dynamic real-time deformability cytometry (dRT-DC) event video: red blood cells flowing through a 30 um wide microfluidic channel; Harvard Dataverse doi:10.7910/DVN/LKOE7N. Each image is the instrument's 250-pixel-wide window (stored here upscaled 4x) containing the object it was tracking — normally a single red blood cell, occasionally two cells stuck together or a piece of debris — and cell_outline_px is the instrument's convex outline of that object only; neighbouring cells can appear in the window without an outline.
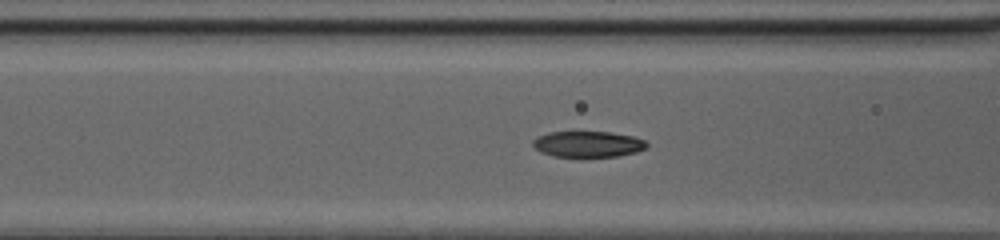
{"species": "common noctule bat (a hibernating species)", "species_latin": "Nyctalus noctula", "temperature_condition": "cold", "stored_images_in_passage": 53, "camera_frame_rate_fps": 3000, "um_per_image_px": 0.085, "animal": {"sex": "female", "body_mass_g": 20.0, "forearm_length_mm": 54.0}, "frame": {"image": 1, "passage_image": 24, "time_ms": 7.667, "image_size_px": [1000, 240], "cell_outline_px": [[648, 148], [636, 152], [620, 156], [552, 156], [540, 152], [532, 144], [532, 140], [540, 136], [552, 132], [608, 132], [632, 136], [644, 140], [648, 144]], "centroid_in_image_um": [50.0, 12.25], "position_along_channel_um": 116.6, "area_um2": 17.05}}
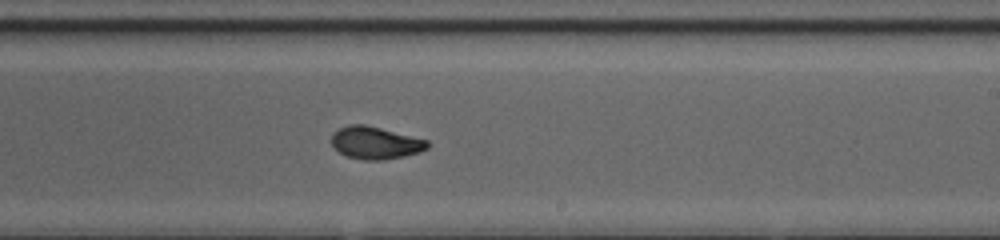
{"frame": {"image": 2, "passage_image": 34, "time_ms": 11.0, "image_size_px": [1000, 240], "cell_outline_px": [[428, 148], [420, 152], [404, 156], [384, 160], [364, 160], [344, 156], [332, 144], [332, 132], [340, 128], [352, 124], [364, 124], [428, 140]], "centroid_in_image_um": [31.9, 12.15], "position_along_channel_um": 257.1, "area_um2": 18.03}}
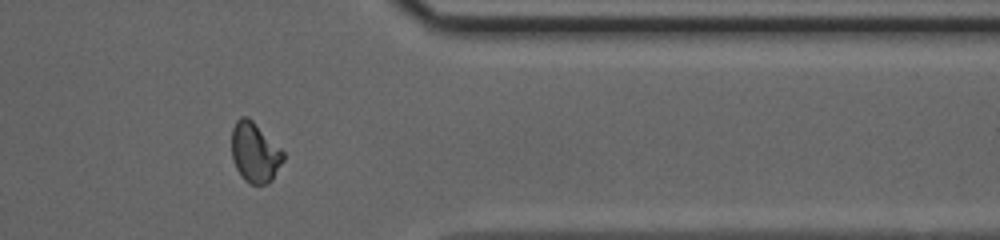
{"frame": {"image": 3, "passage_image": 44, "time_ms": 14.333, "image_size_px": [1000, 240], "cell_outline_px": [[284, 160], [272, 180], [268, 184], [252, 184], [244, 180], [240, 176], [236, 168], [232, 156], [232, 128], [236, 120], [240, 116], [248, 116], [284, 152]], "centroid_in_image_um": [21.65, 12.96], "position_along_channel_um": 389.7, "area_um2": 18.03}, "authors_computed_cell_mechanics": {"area_um2": 17.6868, "velocity_mm_per_s": 4.219, "shape_relaxation_time_tau1_ms": 3.108, "shape_relaxation_time_tau2_ms": 1.3461, "deformation_change_tau1": 0.1738, "deformation_change_tau2": 0.0613}}